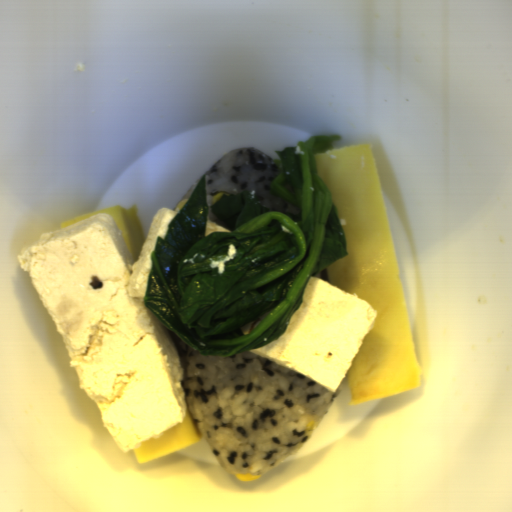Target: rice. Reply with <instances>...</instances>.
I'll return each instance as SVG.
<instances>
[{"label": "rice", "mask_w": 512, "mask_h": 512, "mask_svg": "<svg viewBox=\"0 0 512 512\" xmlns=\"http://www.w3.org/2000/svg\"><path fill=\"white\" fill-rule=\"evenodd\" d=\"M170 334L185 372L186 408L223 469L263 474L297 453L324 421L335 393L251 351L203 356ZM315 429V430H316Z\"/></svg>", "instance_id": "rice-1"}, {"label": "rice", "mask_w": 512, "mask_h": 512, "mask_svg": "<svg viewBox=\"0 0 512 512\" xmlns=\"http://www.w3.org/2000/svg\"><path fill=\"white\" fill-rule=\"evenodd\" d=\"M281 174L277 161L266 152L253 147H237L222 156L205 173V195L208 220L227 228L211 212L212 199L220 192L234 196L249 191L259 196V204L276 212L298 215L289 203L269 194L270 185Z\"/></svg>", "instance_id": "rice-2"}, {"label": "rice", "mask_w": 512, "mask_h": 512, "mask_svg": "<svg viewBox=\"0 0 512 512\" xmlns=\"http://www.w3.org/2000/svg\"><path fill=\"white\" fill-rule=\"evenodd\" d=\"M199 179H200V178H199ZM199 179H198L194 184H192V185L189 187V189L186 191V193L183 195V197L181 198V200H180L179 202H181L182 200H187V199H189V198H190V196L192 195V193H193V191H194V189H195V187H196V185H197V183H198Z\"/></svg>", "instance_id": "rice-3"}]
</instances>
